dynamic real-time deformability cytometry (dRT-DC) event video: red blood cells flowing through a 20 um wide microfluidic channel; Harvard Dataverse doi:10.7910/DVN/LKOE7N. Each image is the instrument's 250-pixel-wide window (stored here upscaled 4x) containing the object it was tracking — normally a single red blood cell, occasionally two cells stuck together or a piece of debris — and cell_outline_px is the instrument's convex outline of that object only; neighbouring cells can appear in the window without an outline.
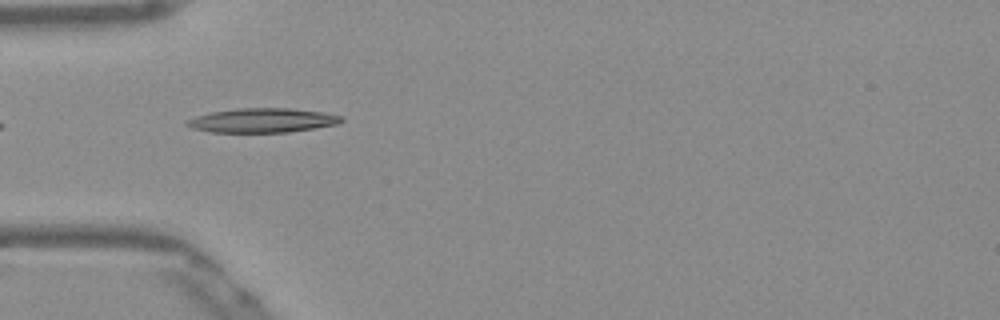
{"species": "Egyptian fruit bat (a non-hibernating species)", "species_latin": "Rousettus aegyptiacus", "temperature_condition": "warm", "stored_images_in_passage": 16, "camera_frame_rate_fps": 3000, "um_per_image_px": 0.085, "frame": {"image": 1, "passage_image": 1, "time_ms": 0.0, "image_size_px": [1000, 320], "cell_outline_px": [[344, 120], [336, 124], [316, 128], [288, 132], [212, 132], [192, 128], [184, 124], [188, 120], [196, 116], [212, 112], [236, 108], [288, 108], [324, 112], [340, 116]], "centroid_in_image_um": [22.3, 10.23], "position_along_channel_um": 62.7, "area_um2": 21.73}}
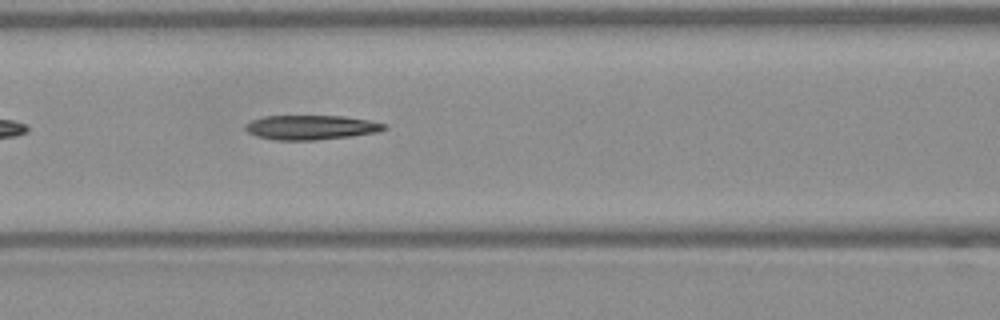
{"frame": {"image": 2, "passage_image": 7, "time_ms": 2.0, "image_size_px": [1000, 320], "cell_outline_px": [[388, 128], [376, 132], [352, 136], [316, 140], [276, 140], [256, 136], [248, 132], [244, 128], [244, 124], [252, 120], [264, 116], [344, 116], [368, 120], [388, 124]], "centroid_in_image_um": [26.44, 10.83], "position_along_channel_um": 140.2, "area_um2": 19.88}}
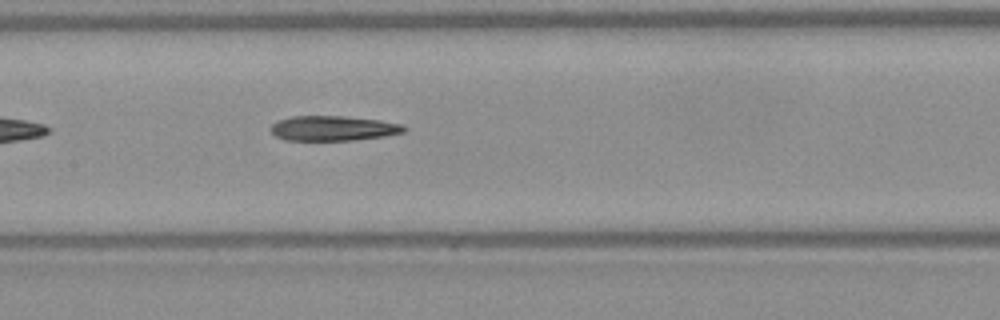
{"frame": {"image": 3, "passage_image": 10, "time_ms": 3.0, "image_size_px": [1000, 320], "cell_outline_px": [[408, 128], [404, 132], [384, 136], [352, 140], [284, 140], [276, 136], [268, 128], [276, 120], [292, 116], [344, 116], [376, 120], [400, 124]], "centroid_in_image_um": [28.25, 10.9], "position_along_channel_um": 179.1, "area_um2": 19.31}}